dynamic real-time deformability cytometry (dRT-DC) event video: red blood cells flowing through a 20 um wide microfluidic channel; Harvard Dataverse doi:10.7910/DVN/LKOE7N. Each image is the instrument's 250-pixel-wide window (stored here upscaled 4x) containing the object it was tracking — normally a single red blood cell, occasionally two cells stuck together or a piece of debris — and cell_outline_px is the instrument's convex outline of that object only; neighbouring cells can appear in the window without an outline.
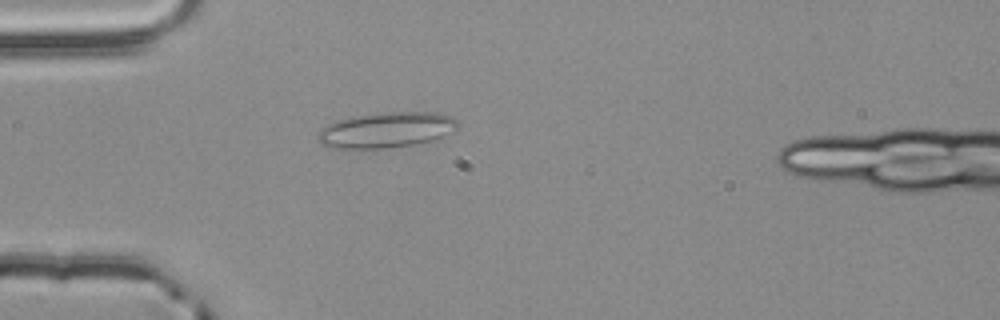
{"species": "common noctule bat (a hibernating species)", "species_latin": "Nyctalus noctula", "temperature_condition": "room temperature", "stored_images_in_passage": 2, "camera_frame_rate_fps": 3000, "um_per_image_px": 0.085, "animal": {"sex": "male", "body_mass_g": 20.4}, "frame": {"image": 1, "passage_image": 2, "time_ms": 0.333, "image_size_px": [1000, 320], "cell_outline_px": [[460, 124], [452, 132], [436, 140], [388, 148], [328, 148], [320, 144], [316, 140], [316, 136], [320, 128], [336, 120], [352, 116], [380, 112], [436, 112], [452, 116]], "centroid_in_image_um": [32.8, 11.04], "position_along_channel_um": 52.2, "area_um2": 29.48}}